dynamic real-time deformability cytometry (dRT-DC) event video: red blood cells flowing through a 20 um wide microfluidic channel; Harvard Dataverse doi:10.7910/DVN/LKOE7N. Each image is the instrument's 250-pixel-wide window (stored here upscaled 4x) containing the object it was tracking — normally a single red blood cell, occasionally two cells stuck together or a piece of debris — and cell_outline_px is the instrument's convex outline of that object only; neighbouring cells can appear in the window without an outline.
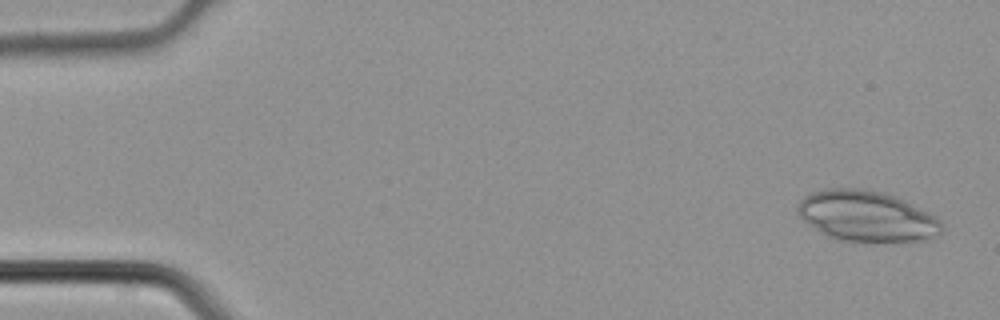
{"species": "common noctule bat (a hibernating species)", "species_latin": "Nyctalus noctula", "temperature_condition": "cold", "stored_images_in_passage": 3, "camera_frame_rate_fps": 3000, "um_per_image_px": 0.085, "animal": {"sex": "male", "body_mass_g": 21.5, "forearm_length_mm": 52.0}, "frame": {"image": 1, "passage_image": 1, "time_ms": 0.0, "image_size_px": [1000, 320], "cell_outline_px": [[944, 228], [940, 232], [924, 240], [836, 240], [828, 236], [808, 224], [800, 216], [796, 208], [800, 200], [804, 196], [812, 192], [824, 188], [860, 188], [880, 192], [896, 196], [936, 216], [944, 224]], "centroid_in_image_um": [73.64, 18.34], "position_along_channel_um": 11.4, "area_um2": 42.02}}